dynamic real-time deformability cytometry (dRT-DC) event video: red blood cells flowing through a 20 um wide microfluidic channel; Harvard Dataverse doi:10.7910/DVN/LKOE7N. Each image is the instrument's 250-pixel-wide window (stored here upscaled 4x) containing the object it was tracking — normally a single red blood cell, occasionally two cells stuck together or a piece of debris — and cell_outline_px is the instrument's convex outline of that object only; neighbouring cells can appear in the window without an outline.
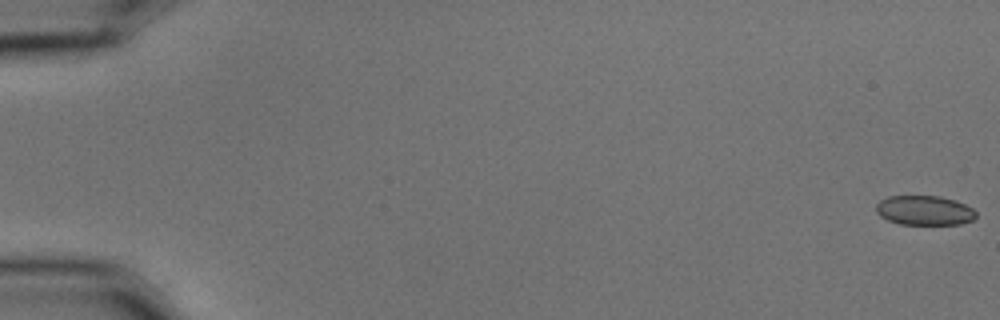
{"species": "common noctule bat (a hibernating species)", "species_latin": "Nyctalus noctula", "temperature_condition": "cold", "stored_images_in_passage": 19, "camera_frame_rate_fps": 3000, "um_per_image_px": 0.085, "animal": {"sex": "male", "body_mass_g": 15.6}, "frame": {"image": 1, "passage_image": 1, "time_ms": 0.0, "image_size_px": [1000, 320], "cell_outline_px": [[976, 216], [972, 220], [960, 224], [900, 224], [888, 220], [880, 216], [876, 212], [876, 204], [880, 200], [888, 196], [940, 196], [956, 200], [972, 208], [976, 212]], "centroid_in_image_um": [78.57, 17.88], "position_along_channel_um": 6.4, "area_um2": 17.22}}
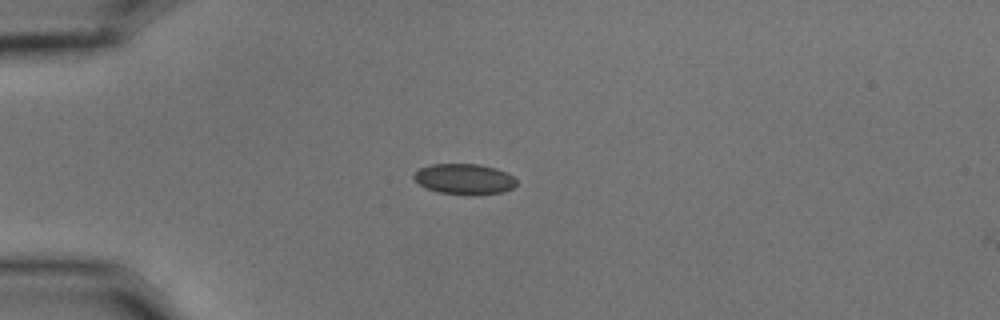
{"frame": {"image": 2, "passage_image": 16, "time_ms": 5.0, "image_size_px": [1000, 320], "cell_outline_px": [[516, 184], [512, 188], [504, 192], [440, 192], [428, 188], [420, 184], [412, 176], [412, 172], [420, 168], [432, 164], [480, 164], [496, 168], [512, 176], [516, 180]], "centroid_in_image_um": [39.43, 15.16], "position_along_channel_um": 45.6, "area_um2": 17.46}}